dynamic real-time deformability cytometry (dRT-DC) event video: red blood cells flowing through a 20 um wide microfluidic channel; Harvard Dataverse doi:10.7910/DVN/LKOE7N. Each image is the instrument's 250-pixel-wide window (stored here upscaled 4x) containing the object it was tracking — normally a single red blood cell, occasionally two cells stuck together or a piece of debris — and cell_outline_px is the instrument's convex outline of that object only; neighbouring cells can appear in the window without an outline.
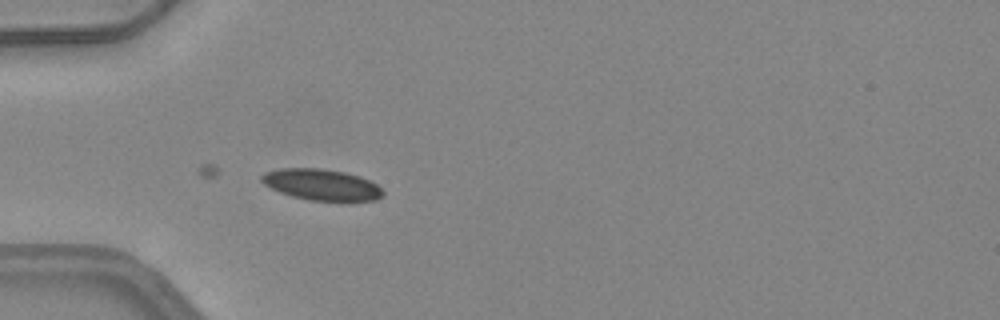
{"species": "common noctule bat (a hibernating species)", "species_latin": "Nyctalus noctula", "temperature_condition": "warm", "stored_images_in_passage": 10, "camera_frame_rate_fps": 3000, "um_per_image_px": 0.085, "animal": {"sex": "female", "body_mass_g": 24.6, "forearm_length_mm": 56.2}, "frame": {"image": 1, "passage_image": 5, "time_ms": 1.333, "image_size_px": [1000, 320], "cell_outline_px": [[384, 192], [376, 200], [348, 204], [308, 200], [292, 196], [280, 192], [264, 184], [260, 180], [260, 176], [264, 172], [280, 168], [320, 168], [344, 172], [360, 176], [376, 184]], "centroid_in_image_um": [27.36, 15.74], "position_along_channel_um": 57.6, "area_um2": 22.77}}